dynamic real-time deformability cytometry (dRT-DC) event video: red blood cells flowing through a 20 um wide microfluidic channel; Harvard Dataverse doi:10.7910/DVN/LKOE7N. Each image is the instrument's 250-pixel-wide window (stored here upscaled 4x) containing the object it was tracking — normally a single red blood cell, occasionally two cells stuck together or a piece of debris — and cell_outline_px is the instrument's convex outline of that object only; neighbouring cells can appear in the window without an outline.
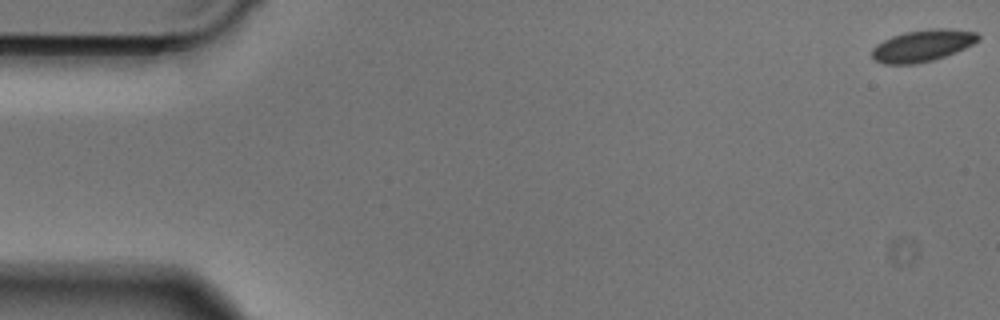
{"species": "Egyptian fruit bat (a non-hibernating species)", "species_latin": "Rousettus aegyptiacus", "temperature_condition": "cold", "stored_images_in_passage": 50, "camera_frame_rate_fps": 3000, "um_per_image_px": 0.085, "animal": {"sex": "male"}, "frame": {"image": 1, "passage_image": 1, "time_ms": 0.0, "image_size_px": [1000, 320], "cell_outline_px": [[980, 40], [956, 52], [932, 60], [916, 64], [884, 64], [876, 60], [872, 56], [872, 48], [876, 44], [892, 36], [904, 32], [932, 28], [948, 28], [976, 32], [980, 36]], "centroid_in_image_um": [78.42, 3.87], "position_along_channel_um": 6.6, "area_um2": 19.65}}
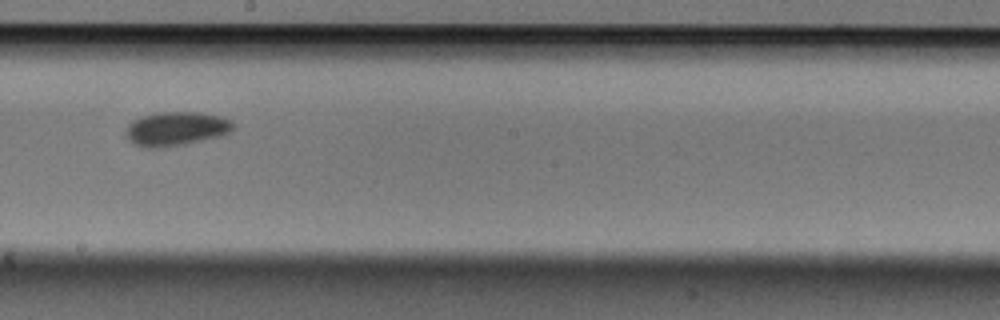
{"frame": {"image": 2, "passage_image": 28, "time_ms": 9.0, "image_size_px": [1000, 320], "cell_outline_px": [[236, 128], [232, 132], [224, 136], [168, 148], [144, 148], [128, 140], [128, 124], [132, 120], [140, 116], [156, 112], [200, 112], [220, 116], [232, 120], [236, 124]], "centroid_in_image_um": [15.06, 10.95], "position_along_channel_um": 233.1, "area_um2": 21.91}}
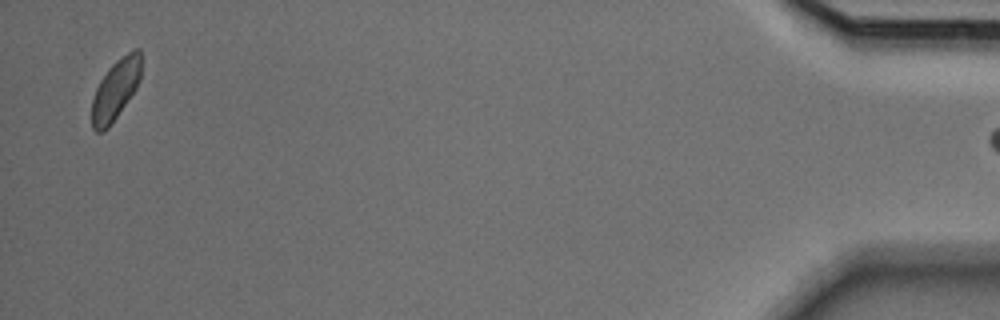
{"frame": {"image": 3, "passage_image": 49, "time_ms": 16.0, "image_size_px": [1000, 320], "cell_outline_px": [[140, 80], [136, 88], [108, 128], [104, 132], [96, 132], [92, 128], [92, 100], [96, 88], [100, 80], [108, 68], [116, 60], [128, 52], [136, 48], [140, 48]], "centroid_in_image_um": [9.8, 7.62], "position_along_channel_um": 425.4, "area_um2": 17.17}}